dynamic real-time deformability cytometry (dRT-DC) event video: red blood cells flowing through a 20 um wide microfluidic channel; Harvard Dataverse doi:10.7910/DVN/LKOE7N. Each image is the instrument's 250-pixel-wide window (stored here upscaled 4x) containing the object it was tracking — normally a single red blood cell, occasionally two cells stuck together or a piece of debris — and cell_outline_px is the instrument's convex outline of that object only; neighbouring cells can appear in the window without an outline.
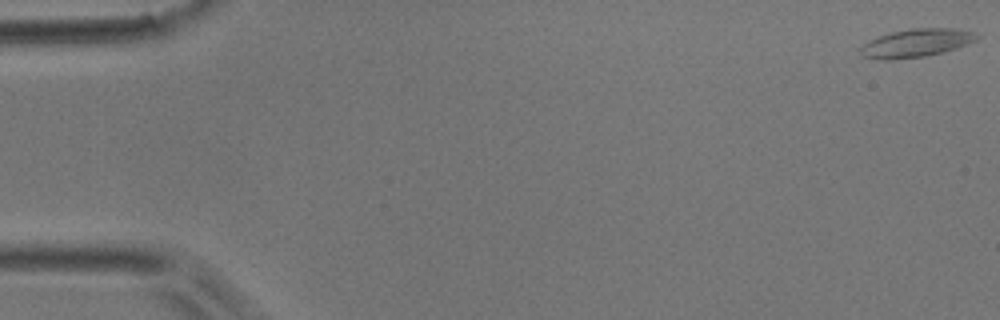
{"species": "common noctule bat (a hibernating species)", "species_latin": "Nyctalus noctula", "temperature_condition": "room temperature", "stored_images_in_passage": 51, "camera_frame_rate_fps": 3000, "um_per_image_px": 0.085, "animal": {"sex": "male", "body_mass_g": 17.9}, "frame": {"image": 1, "passage_image": 1, "time_ms": 0.0, "image_size_px": [1000, 320], "cell_outline_px": [[980, 36], [976, 40], [968, 44], [944, 52], [924, 56], [888, 60], [876, 60], [864, 56], [860, 52], [860, 48], [868, 40], [892, 32], [912, 28], [952, 28], [972, 32]], "centroid_in_image_um": [77.87, 3.66], "position_along_channel_um": 7.1, "area_um2": 19.02}}
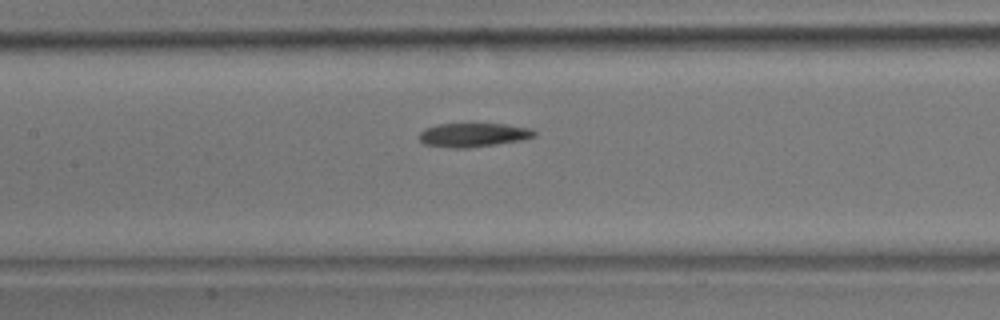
{"frame": {"image": 2, "passage_image": 24, "time_ms": 7.667, "image_size_px": [1000, 320], "cell_outline_px": [[536, 136], [520, 140], [496, 144], [468, 148], [448, 148], [424, 144], [420, 140], [420, 132], [424, 128], [436, 124], [504, 124], [532, 128], [536, 132]], "centroid_in_image_um": [40.22, 11.47], "position_along_channel_um": 167.2, "area_um2": 16.07}}
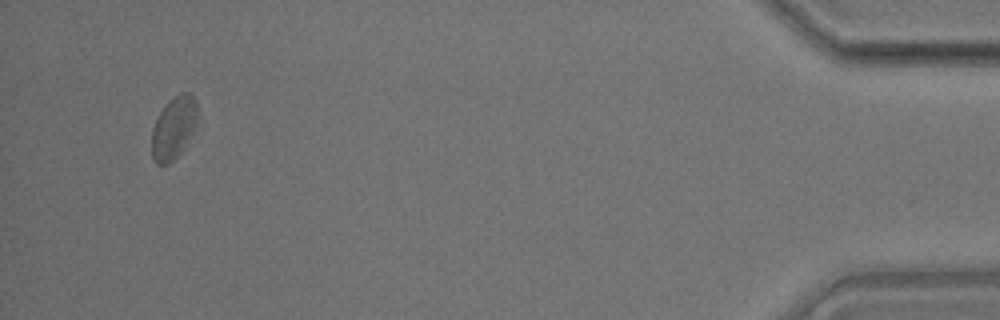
{"frame": {"image": 3, "passage_image": 49, "time_ms": 16.0, "image_size_px": [1000, 320], "cell_outline_px": [[196, 120], [192, 132], [180, 152], [168, 164], [156, 164], [152, 160], [152, 128], [160, 112], [180, 92], [188, 92], [196, 100]], "centroid_in_image_um": [14.73, 10.89], "position_along_channel_um": 420.5, "area_um2": 16.01}, "authors_computed_cell_mechanics": {"area_um2": 16.8776, "velocity_mm_per_s": 3.9515, "shape_relaxation_time_tau1_ms": null, "shape_relaxation_time_tau2_ms": 5.3286, "deformation_change_tau1": null, "deformation_change_tau2": 0.1167}}